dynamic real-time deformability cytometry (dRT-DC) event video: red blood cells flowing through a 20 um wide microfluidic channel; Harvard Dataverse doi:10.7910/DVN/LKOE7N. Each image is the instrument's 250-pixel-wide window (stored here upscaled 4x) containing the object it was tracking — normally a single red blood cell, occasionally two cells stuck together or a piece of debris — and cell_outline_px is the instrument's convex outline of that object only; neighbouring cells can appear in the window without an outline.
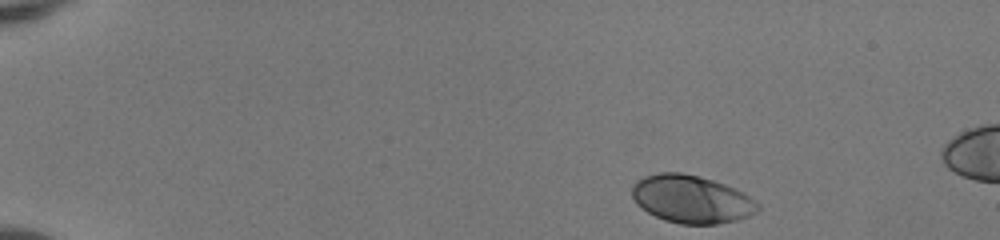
{"species": "human", "species_latin": "Homo sapiens", "temperature_condition": "room temperature", "stored_images_in_passage": 44, "camera_frame_rate_fps": 3000, "um_per_image_px": 0.085, "donor": {"sex": "female"}, "frame": {"image": 1, "passage_image": 1, "time_ms": 0.0, "image_size_px": [1000, 240], "cell_outline_px": [[760, 208], [756, 212], [748, 216], [736, 220], [716, 224], [680, 224], [664, 220], [648, 212], [636, 204], [632, 196], [632, 184], [636, 180], [644, 176], [660, 172], [680, 172], [712, 180], [736, 188], [744, 192], [756, 200], [760, 204]], "centroid_in_image_um": [58.78, 16.93], "position_along_channel_um": 26.2, "area_um2": 35.2}}
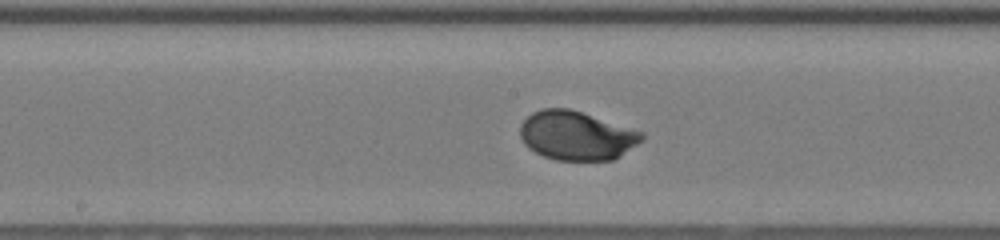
{"frame": {"image": 2, "passage_image": 22, "time_ms": 7.0, "image_size_px": [1000, 240], "cell_outline_px": [[644, 140], [612, 160], [556, 160], [544, 156], [528, 148], [524, 144], [520, 136], [520, 124], [532, 112], [540, 108], [568, 108], [644, 132]], "centroid_in_image_um": [48.98, 11.52], "position_along_channel_um": 199.2, "area_um2": 34.62}}
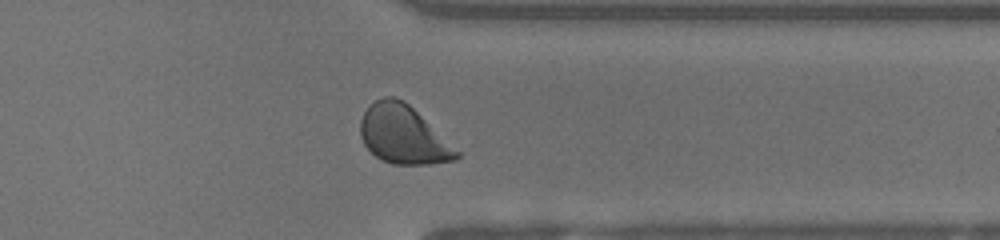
{"frame": {"image": 3, "passage_image": 35, "time_ms": 11.333, "image_size_px": [1000, 240], "cell_outline_px": [[460, 156], [456, 160], [428, 164], [392, 164], [380, 160], [364, 144], [360, 136], [360, 120], [364, 112], [376, 100], [384, 96], [396, 96], [404, 100], [460, 152]], "centroid_in_image_um": [34.26, 11.45], "position_along_channel_um": 377.1, "area_um2": 32.48}, "authors_computed_cell_mechanics": {"area_um2": 34.3043, "velocity_mm_per_s": 4.1096, "shape_relaxation_time_tau1_ms": 2.1133, "shape_relaxation_time_tau2_ms": null, "deformation_change_tau1": 0.15, "deformation_change_tau2": null}}